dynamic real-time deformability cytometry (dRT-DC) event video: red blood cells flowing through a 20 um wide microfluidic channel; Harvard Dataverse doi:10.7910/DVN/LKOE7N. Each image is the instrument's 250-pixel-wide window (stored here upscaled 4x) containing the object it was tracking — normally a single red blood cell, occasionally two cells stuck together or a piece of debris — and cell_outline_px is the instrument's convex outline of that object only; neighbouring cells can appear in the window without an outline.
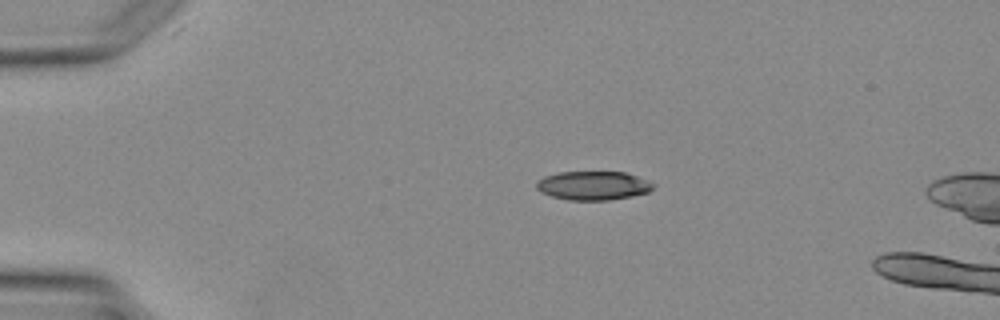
{"species": "Egyptian fruit bat (a non-hibernating species)", "species_latin": "Rousettus aegyptiacus", "temperature_condition": "warm", "stored_images_in_passage": 2, "camera_frame_rate_fps": 3000, "um_per_image_px": 0.085, "animal": {"sex": "female"}, "frame": {"image": 1, "passage_image": 1, "time_ms": 0.0, "image_size_px": [1000, 320], "cell_outline_px": [[656, 184], [648, 192], [632, 196], [608, 200], [568, 200], [552, 196], [540, 192], [536, 188], [536, 180], [544, 176], [556, 172], [624, 172], [636, 176]], "centroid_in_image_um": [50.37, 15.77], "position_along_channel_um": 34.6, "area_um2": 19.65}}